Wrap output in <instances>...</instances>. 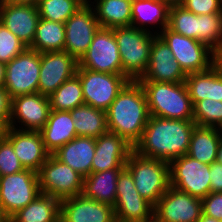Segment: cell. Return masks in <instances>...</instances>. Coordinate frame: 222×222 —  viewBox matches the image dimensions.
Returning <instances> with one entry per match:
<instances>
[{
  "label": "cell",
  "mask_w": 222,
  "mask_h": 222,
  "mask_svg": "<svg viewBox=\"0 0 222 222\" xmlns=\"http://www.w3.org/2000/svg\"><path fill=\"white\" fill-rule=\"evenodd\" d=\"M195 125L194 120L150 116L133 150L142 156L170 163L187 154Z\"/></svg>",
  "instance_id": "obj_1"
},
{
  "label": "cell",
  "mask_w": 222,
  "mask_h": 222,
  "mask_svg": "<svg viewBox=\"0 0 222 222\" xmlns=\"http://www.w3.org/2000/svg\"><path fill=\"white\" fill-rule=\"evenodd\" d=\"M149 117L139 81H129L106 110L108 131L122 136L133 147L141 139Z\"/></svg>",
  "instance_id": "obj_2"
},
{
  "label": "cell",
  "mask_w": 222,
  "mask_h": 222,
  "mask_svg": "<svg viewBox=\"0 0 222 222\" xmlns=\"http://www.w3.org/2000/svg\"><path fill=\"white\" fill-rule=\"evenodd\" d=\"M146 95L150 116L193 120V104L185 82L139 81Z\"/></svg>",
  "instance_id": "obj_3"
},
{
  "label": "cell",
  "mask_w": 222,
  "mask_h": 222,
  "mask_svg": "<svg viewBox=\"0 0 222 222\" xmlns=\"http://www.w3.org/2000/svg\"><path fill=\"white\" fill-rule=\"evenodd\" d=\"M125 167L132 174L139 194L153 206L170 187V165L166 161L145 157L132 150Z\"/></svg>",
  "instance_id": "obj_4"
},
{
  "label": "cell",
  "mask_w": 222,
  "mask_h": 222,
  "mask_svg": "<svg viewBox=\"0 0 222 222\" xmlns=\"http://www.w3.org/2000/svg\"><path fill=\"white\" fill-rule=\"evenodd\" d=\"M122 63V74L138 81L146 71L150 49L157 35L133 26L113 28Z\"/></svg>",
  "instance_id": "obj_5"
},
{
  "label": "cell",
  "mask_w": 222,
  "mask_h": 222,
  "mask_svg": "<svg viewBox=\"0 0 222 222\" xmlns=\"http://www.w3.org/2000/svg\"><path fill=\"white\" fill-rule=\"evenodd\" d=\"M159 36L167 43L186 75L208 70L217 62V54L206 44L176 33L167 26Z\"/></svg>",
  "instance_id": "obj_6"
},
{
  "label": "cell",
  "mask_w": 222,
  "mask_h": 222,
  "mask_svg": "<svg viewBox=\"0 0 222 222\" xmlns=\"http://www.w3.org/2000/svg\"><path fill=\"white\" fill-rule=\"evenodd\" d=\"M37 174L42 194L51 195L61 201L82 193L84 177L53 154L48 156Z\"/></svg>",
  "instance_id": "obj_7"
},
{
  "label": "cell",
  "mask_w": 222,
  "mask_h": 222,
  "mask_svg": "<svg viewBox=\"0 0 222 222\" xmlns=\"http://www.w3.org/2000/svg\"><path fill=\"white\" fill-rule=\"evenodd\" d=\"M85 104L106 111L117 95L130 81L123 74L102 73L77 68Z\"/></svg>",
  "instance_id": "obj_8"
},
{
  "label": "cell",
  "mask_w": 222,
  "mask_h": 222,
  "mask_svg": "<svg viewBox=\"0 0 222 222\" xmlns=\"http://www.w3.org/2000/svg\"><path fill=\"white\" fill-rule=\"evenodd\" d=\"M40 193L38 174L33 170L0 177V206L10 218Z\"/></svg>",
  "instance_id": "obj_9"
},
{
  "label": "cell",
  "mask_w": 222,
  "mask_h": 222,
  "mask_svg": "<svg viewBox=\"0 0 222 222\" xmlns=\"http://www.w3.org/2000/svg\"><path fill=\"white\" fill-rule=\"evenodd\" d=\"M116 188L113 206L116 222H144L154 216V206L139 194L126 167L118 175Z\"/></svg>",
  "instance_id": "obj_10"
},
{
  "label": "cell",
  "mask_w": 222,
  "mask_h": 222,
  "mask_svg": "<svg viewBox=\"0 0 222 222\" xmlns=\"http://www.w3.org/2000/svg\"><path fill=\"white\" fill-rule=\"evenodd\" d=\"M4 88L11 98L38 92L40 53L26 48L10 62L5 63Z\"/></svg>",
  "instance_id": "obj_11"
},
{
  "label": "cell",
  "mask_w": 222,
  "mask_h": 222,
  "mask_svg": "<svg viewBox=\"0 0 222 222\" xmlns=\"http://www.w3.org/2000/svg\"><path fill=\"white\" fill-rule=\"evenodd\" d=\"M170 186L199 199L210 192V165L185 154L170 163Z\"/></svg>",
  "instance_id": "obj_12"
},
{
  "label": "cell",
  "mask_w": 222,
  "mask_h": 222,
  "mask_svg": "<svg viewBox=\"0 0 222 222\" xmlns=\"http://www.w3.org/2000/svg\"><path fill=\"white\" fill-rule=\"evenodd\" d=\"M78 68L102 73L122 74V63L113 29L100 27Z\"/></svg>",
  "instance_id": "obj_13"
},
{
  "label": "cell",
  "mask_w": 222,
  "mask_h": 222,
  "mask_svg": "<svg viewBox=\"0 0 222 222\" xmlns=\"http://www.w3.org/2000/svg\"><path fill=\"white\" fill-rule=\"evenodd\" d=\"M64 24V50L79 61L100 28L95 11L91 4H84Z\"/></svg>",
  "instance_id": "obj_14"
},
{
  "label": "cell",
  "mask_w": 222,
  "mask_h": 222,
  "mask_svg": "<svg viewBox=\"0 0 222 222\" xmlns=\"http://www.w3.org/2000/svg\"><path fill=\"white\" fill-rule=\"evenodd\" d=\"M50 111L48 96L38 92L16 96L12 98L9 127L19 130L40 131L45 126Z\"/></svg>",
  "instance_id": "obj_15"
},
{
  "label": "cell",
  "mask_w": 222,
  "mask_h": 222,
  "mask_svg": "<svg viewBox=\"0 0 222 222\" xmlns=\"http://www.w3.org/2000/svg\"><path fill=\"white\" fill-rule=\"evenodd\" d=\"M202 213V199L172 186L154 206V216L161 222H197Z\"/></svg>",
  "instance_id": "obj_16"
},
{
  "label": "cell",
  "mask_w": 222,
  "mask_h": 222,
  "mask_svg": "<svg viewBox=\"0 0 222 222\" xmlns=\"http://www.w3.org/2000/svg\"><path fill=\"white\" fill-rule=\"evenodd\" d=\"M77 68L78 61L65 50L40 53L38 93L49 97Z\"/></svg>",
  "instance_id": "obj_17"
},
{
  "label": "cell",
  "mask_w": 222,
  "mask_h": 222,
  "mask_svg": "<svg viewBox=\"0 0 222 222\" xmlns=\"http://www.w3.org/2000/svg\"><path fill=\"white\" fill-rule=\"evenodd\" d=\"M186 76L167 43L157 35L151 45L146 71L138 81L180 83L185 82Z\"/></svg>",
  "instance_id": "obj_18"
},
{
  "label": "cell",
  "mask_w": 222,
  "mask_h": 222,
  "mask_svg": "<svg viewBox=\"0 0 222 222\" xmlns=\"http://www.w3.org/2000/svg\"><path fill=\"white\" fill-rule=\"evenodd\" d=\"M40 16L35 5L0 3V23L29 48L35 38Z\"/></svg>",
  "instance_id": "obj_19"
},
{
  "label": "cell",
  "mask_w": 222,
  "mask_h": 222,
  "mask_svg": "<svg viewBox=\"0 0 222 222\" xmlns=\"http://www.w3.org/2000/svg\"><path fill=\"white\" fill-rule=\"evenodd\" d=\"M6 139L12 144L24 169L38 172L50 155L45 149L40 131L19 130L9 127Z\"/></svg>",
  "instance_id": "obj_20"
},
{
  "label": "cell",
  "mask_w": 222,
  "mask_h": 222,
  "mask_svg": "<svg viewBox=\"0 0 222 222\" xmlns=\"http://www.w3.org/2000/svg\"><path fill=\"white\" fill-rule=\"evenodd\" d=\"M95 142L91 173L125 167L133 146L122 136L108 131L95 138Z\"/></svg>",
  "instance_id": "obj_21"
},
{
  "label": "cell",
  "mask_w": 222,
  "mask_h": 222,
  "mask_svg": "<svg viewBox=\"0 0 222 222\" xmlns=\"http://www.w3.org/2000/svg\"><path fill=\"white\" fill-rule=\"evenodd\" d=\"M60 215L66 222H116L113 206L82 194L61 200Z\"/></svg>",
  "instance_id": "obj_22"
},
{
  "label": "cell",
  "mask_w": 222,
  "mask_h": 222,
  "mask_svg": "<svg viewBox=\"0 0 222 222\" xmlns=\"http://www.w3.org/2000/svg\"><path fill=\"white\" fill-rule=\"evenodd\" d=\"M169 9L162 0H132L131 26L159 35L168 26Z\"/></svg>",
  "instance_id": "obj_23"
},
{
  "label": "cell",
  "mask_w": 222,
  "mask_h": 222,
  "mask_svg": "<svg viewBox=\"0 0 222 222\" xmlns=\"http://www.w3.org/2000/svg\"><path fill=\"white\" fill-rule=\"evenodd\" d=\"M96 142L93 137L76 136L53 155L83 177L91 174Z\"/></svg>",
  "instance_id": "obj_24"
},
{
  "label": "cell",
  "mask_w": 222,
  "mask_h": 222,
  "mask_svg": "<svg viewBox=\"0 0 222 222\" xmlns=\"http://www.w3.org/2000/svg\"><path fill=\"white\" fill-rule=\"evenodd\" d=\"M185 84L193 106L207 98L222 102V68L217 62L208 70L187 74Z\"/></svg>",
  "instance_id": "obj_25"
},
{
  "label": "cell",
  "mask_w": 222,
  "mask_h": 222,
  "mask_svg": "<svg viewBox=\"0 0 222 222\" xmlns=\"http://www.w3.org/2000/svg\"><path fill=\"white\" fill-rule=\"evenodd\" d=\"M46 151L51 155L76 136L70 111L51 110L45 126L40 130Z\"/></svg>",
  "instance_id": "obj_26"
},
{
  "label": "cell",
  "mask_w": 222,
  "mask_h": 222,
  "mask_svg": "<svg viewBox=\"0 0 222 222\" xmlns=\"http://www.w3.org/2000/svg\"><path fill=\"white\" fill-rule=\"evenodd\" d=\"M123 168L91 173L83 179L82 195L101 203L114 206L116 201L117 180Z\"/></svg>",
  "instance_id": "obj_27"
},
{
  "label": "cell",
  "mask_w": 222,
  "mask_h": 222,
  "mask_svg": "<svg viewBox=\"0 0 222 222\" xmlns=\"http://www.w3.org/2000/svg\"><path fill=\"white\" fill-rule=\"evenodd\" d=\"M89 4L95 11L100 27L113 29L131 26L132 0H90Z\"/></svg>",
  "instance_id": "obj_28"
},
{
  "label": "cell",
  "mask_w": 222,
  "mask_h": 222,
  "mask_svg": "<svg viewBox=\"0 0 222 222\" xmlns=\"http://www.w3.org/2000/svg\"><path fill=\"white\" fill-rule=\"evenodd\" d=\"M220 141L218 128L195 125L187 155L201 163L211 165L217 159Z\"/></svg>",
  "instance_id": "obj_29"
},
{
  "label": "cell",
  "mask_w": 222,
  "mask_h": 222,
  "mask_svg": "<svg viewBox=\"0 0 222 222\" xmlns=\"http://www.w3.org/2000/svg\"><path fill=\"white\" fill-rule=\"evenodd\" d=\"M77 136L97 138L108 132L106 111L88 104L70 111Z\"/></svg>",
  "instance_id": "obj_30"
},
{
  "label": "cell",
  "mask_w": 222,
  "mask_h": 222,
  "mask_svg": "<svg viewBox=\"0 0 222 222\" xmlns=\"http://www.w3.org/2000/svg\"><path fill=\"white\" fill-rule=\"evenodd\" d=\"M60 214V200L40 193L31 203L19 210L11 222H53Z\"/></svg>",
  "instance_id": "obj_31"
},
{
  "label": "cell",
  "mask_w": 222,
  "mask_h": 222,
  "mask_svg": "<svg viewBox=\"0 0 222 222\" xmlns=\"http://www.w3.org/2000/svg\"><path fill=\"white\" fill-rule=\"evenodd\" d=\"M65 45V24L40 18L35 38L29 49L39 53L62 51Z\"/></svg>",
  "instance_id": "obj_32"
},
{
  "label": "cell",
  "mask_w": 222,
  "mask_h": 222,
  "mask_svg": "<svg viewBox=\"0 0 222 222\" xmlns=\"http://www.w3.org/2000/svg\"><path fill=\"white\" fill-rule=\"evenodd\" d=\"M51 110L71 111L85 103L82 85L79 77L75 74L62 83L55 92L49 96Z\"/></svg>",
  "instance_id": "obj_33"
},
{
  "label": "cell",
  "mask_w": 222,
  "mask_h": 222,
  "mask_svg": "<svg viewBox=\"0 0 222 222\" xmlns=\"http://www.w3.org/2000/svg\"><path fill=\"white\" fill-rule=\"evenodd\" d=\"M197 41L216 54L222 50V13L198 15Z\"/></svg>",
  "instance_id": "obj_34"
},
{
  "label": "cell",
  "mask_w": 222,
  "mask_h": 222,
  "mask_svg": "<svg viewBox=\"0 0 222 222\" xmlns=\"http://www.w3.org/2000/svg\"><path fill=\"white\" fill-rule=\"evenodd\" d=\"M83 4L79 0H39L40 18L65 23Z\"/></svg>",
  "instance_id": "obj_35"
},
{
  "label": "cell",
  "mask_w": 222,
  "mask_h": 222,
  "mask_svg": "<svg viewBox=\"0 0 222 222\" xmlns=\"http://www.w3.org/2000/svg\"><path fill=\"white\" fill-rule=\"evenodd\" d=\"M198 15L183 6L169 9L168 28L188 38L197 40Z\"/></svg>",
  "instance_id": "obj_36"
},
{
  "label": "cell",
  "mask_w": 222,
  "mask_h": 222,
  "mask_svg": "<svg viewBox=\"0 0 222 222\" xmlns=\"http://www.w3.org/2000/svg\"><path fill=\"white\" fill-rule=\"evenodd\" d=\"M193 120L198 126L216 127L222 125V102L203 99L193 106Z\"/></svg>",
  "instance_id": "obj_37"
},
{
  "label": "cell",
  "mask_w": 222,
  "mask_h": 222,
  "mask_svg": "<svg viewBox=\"0 0 222 222\" xmlns=\"http://www.w3.org/2000/svg\"><path fill=\"white\" fill-rule=\"evenodd\" d=\"M26 48L17 36L0 23V62H10Z\"/></svg>",
  "instance_id": "obj_38"
},
{
  "label": "cell",
  "mask_w": 222,
  "mask_h": 222,
  "mask_svg": "<svg viewBox=\"0 0 222 222\" xmlns=\"http://www.w3.org/2000/svg\"><path fill=\"white\" fill-rule=\"evenodd\" d=\"M24 170L12 144L5 138L0 141V177Z\"/></svg>",
  "instance_id": "obj_39"
},
{
  "label": "cell",
  "mask_w": 222,
  "mask_h": 222,
  "mask_svg": "<svg viewBox=\"0 0 222 222\" xmlns=\"http://www.w3.org/2000/svg\"><path fill=\"white\" fill-rule=\"evenodd\" d=\"M182 6L196 15L222 13V0H185Z\"/></svg>",
  "instance_id": "obj_40"
},
{
  "label": "cell",
  "mask_w": 222,
  "mask_h": 222,
  "mask_svg": "<svg viewBox=\"0 0 222 222\" xmlns=\"http://www.w3.org/2000/svg\"><path fill=\"white\" fill-rule=\"evenodd\" d=\"M202 212L222 221V192H210L202 199Z\"/></svg>",
  "instance_id": "obj_41"
},
{
  "label": "cell",
  "mask_w": 222,
  "mask_h": 222,
  "mask_svg": "<svg viewBox=\"0 0 222 222\" xmlns=\"http://www.w3.org/2000/svg\"><path fill=\"white\" fill-rule=\"evenodd\" d=\"M211 192H222V164L215 161L210 165Z\"/></svg>",
  "instance_id": "obj_42"
},
{
  "label": "cell",
  "mask_w": 222,
  "mask_h": 222,
  "mask_svg": "<svg viewBox=\"0 0 222 222\" xmlns=\"http://www.w3.org/2000/svg\"><path fill=\"white\" fill-rule=\"evenodd\" d=\"M12 98L8 91L4 88H0V118H2L8 125L11 116Z\"/></svg>",
  "instance_id": "obj_43"
},
{
  "label": "cell",
  "mask_w": 222,
  "mask_h": 222,
  "mask_svg": "<svg viewBox=\"0 0 222 222\" xmlns=\"http://www.w3.org/2000/svg\"><path fill=\"white\" fill-rule=\"evenodd\" d=\"M9 125L0 118V141L6 138Z\"/></svg>",
  "instance_id": "obj_44"
},
{
  "label": "cell",
  "mask_w": 222,
  "mask_h": 222,
  "mask_svg": "<svg viewBox=\"0 0 222 222\" xmlns=\"http://www.w3.org/2000/svg\"><path fill=\"white\" fill-rule=\"evenodd\" d=\"M6 2L14 4L35 5L37 6L39 0H7Z\"/></svg>",
  "instance_id": "obj_45"
},
{
  "label": "cell",
  "mask_w": 222,
  "mask_h": 222,
  "mask_svg": "<svg viewBox=\"0 0 222 222\" xmlns=\"http://www.w3.org/2000/svg\"><path fill=\"white\" fill-rule=\"evenodd\" d=\"M5 75H6L5 63L0 62V88L4 87Z\"/></svg>",
  "instance_id": "obj_46"
},
{
  "label": "cell",
  "mask_w": 222,
  "mask_h": 222,
  "mask_svg": "<svg viewBox=\"0 0 222 222\" xmlns=\"http://www.w3.org/2000/svg\"><path fill=\"white\" fill-rule=\"evenodd\" d=\"M169 8L174 6H182L185 0H162Z\"/></svg>",
  "instance_id": "obj_47"
},
{
  "label": "cell",
  "mask_w": 222,
  "mask_h": 222,
  "mask_svg": "<svg viewBox=\"0 0 222 222\" xmlns=\"http://www.w3.org/2000/svg\"><path fill=\"white\" fill-rule=\"evenodd\" d=\"M197 222H222V221L206 216L205 214L202 213L200 219Z\"/></svg>",
  "instance_id": "obj_48"
},
{
  "label": "cell",
  "mask_w": 222,
  "mask_h": 222,
  "mask_svg": "<svg viewBox=\"0 0 222 222\" xmlns=\"http://www.w3.org/2000/svg\"><path fill=\"white\" fill-rule=\"evenodd\" d=\"M0 222H11L10 217L4 212L0 206Z\"/></svg>",
  "instance_id": "obj_49"
},
{
  "label": "cell",
  "mask_w": 222,
  "mask_h": 222,
  "mask_svg": "<svg viewBox=\"0 0 222 222\" xmlns=\"http://www.w3.org/2000/svg\"><path fill=\"white\" fill-rule=\"evenodd\" d=\"M216 161L222 164V140L220 141V144H219V147H218Z\"/></svg>",
  "instance_id": "obj_50"
},
{
  "label": "cell",
  "mask_w": 222,
  "mask_h": 222,
  "mask_svg": "<svg viewBox=\"0 0 222 222\" xmlns=\"http://www.w3.org/2000/svg\"><path fill=\"white\" fill-rule=\"evenodd\" d=\"M217 63L222 68V50L217 54Z\"/></svg>",
  "instance_id": "obj_51"
},
{
  "label": "cell",
  "mask_w": 222,
  "mask_h": 222,
  "mask_svg": "<svg viewBox=\"0 0 222 222\" xmlns=\"http://www.w3.org/2000/svg\"><path fill=\"white\" fill-rule=\"evenodd\" d=\"M53 222H66V220L59 214V216Z\"/></svg>",
  "instance_id": "obj_52"
},
{
  "label": "cell",
  "mask_w": 222,
  "mask_h": 222,
  "mask_svg": "<svg viewBox=\"0 0 222 222\" xmlns=\"http://www.w3.org/2000/svg\"><path fill=\"white\" fill-rule=\"evenodd\" d=\"M144 222H161V221H159L155 216H153L151 219Z\"/></svg>",
  "instance_id": "obj_53"
},
{
  "label": "cell",
  "mask_w": 222,
  "mask_h": 222,
  "mask_svg": "<svg viewBox=\"0 0 222 222\" xmlns=\"http://www.w3.org/2000/svg\"><path fill=\"white\" fill-rule=\"evenodd\" d=\"M83 5L84 4H88L90 2V0H79Z\"/></svg>",
  "instance_id": "obj_54"
},
{
  "label": "cell",
  "mask_w": 222,
  "mask_h": 222,
  "mask_svg": "<svg viewBox=\"0 0 222 222\" xmlns=\"http://www.w3.org/2000/svg\"><path fill=\"white\" fill-rule=\"evenodd\" d=\"M218 129L220 131V136H221V140H222V125Z\"/></svg>",
  "instance_id": "obj_55"
},
{
  "label": "cell",
  "mask_w": 222,
  "mask_h": 222,
  "mask_svg": "<svg viewBox=\"0 0 222 222\" xmlns=\"http://www.w3.org/2000/svg\"><path fill=\"white\" fill-rule=\"evenodd\" d=\"M7 0H0V3L6 2Z\"/></svg>",
  "instance_id": "obj_56"
}]
</instances>
